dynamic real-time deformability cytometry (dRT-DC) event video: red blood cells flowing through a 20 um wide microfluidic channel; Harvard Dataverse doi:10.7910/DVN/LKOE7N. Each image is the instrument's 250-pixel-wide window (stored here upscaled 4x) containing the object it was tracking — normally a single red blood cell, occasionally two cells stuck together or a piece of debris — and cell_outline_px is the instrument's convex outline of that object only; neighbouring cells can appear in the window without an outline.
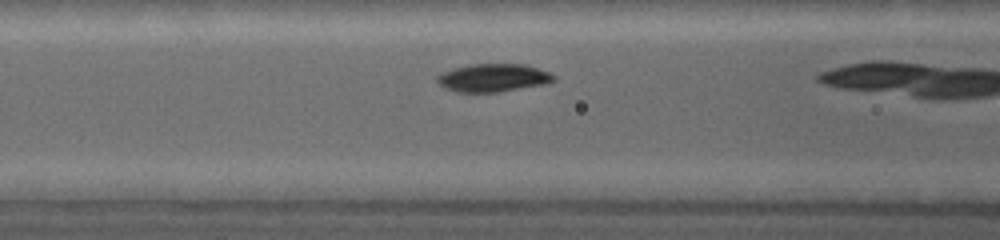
{"species": "common noctule bat (a hibernating species)", "species_latin": "Nyctalus noctula", "temperature_condition": "warm", "stored_images_in_passage": 24, "camera_frame_rate_fps": 5000, "um_per_image_px": 0.085, "animal": {"sex": "female", "body_mass_g": 19.0, "forearm_length_mm": 53.3}, "frame": {"image": 1, "passage_image": 6, "time_ms": 1.8, "image_size_px": [1000, 240], "cell_outline_px": [[552, 80], [540, 84], [496, 92], [460, 92], [448, 88], [440, 84], [436, 80], [436, 76], [444, 72], [468, 64], [524, 64], [548, 72], [552, 76]], "centroid_in_image_um": [41.84, 6.6], "position_along_channel_um": 124.8, "area_um2": 18.26}}
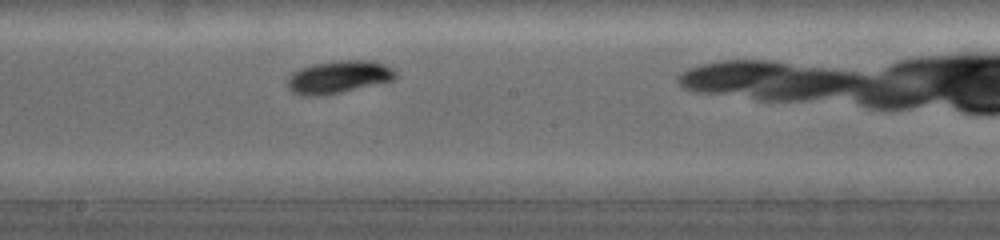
{"frame": {"image": 2, "passage_image": 12, "time_ms": 4.0, "image_size_px": [1000, 240], "cell_outline_px": [[396, 76], [392, 80], [320, 96], [300, 96], [292, 92], [288, 88], [288, 80], [296, 72], [304, 68], [316, 64], [336, 60], [372, 60], [384, 64]], "centroid_in_image_um": [28.74, 6.55], "position_along_channel_um": 219.5, "area_um2": 19.77}}
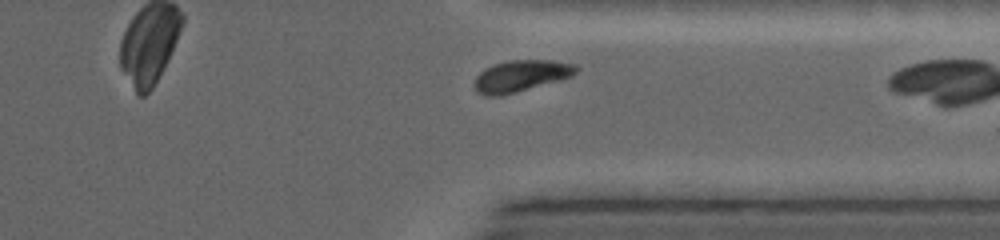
{"frame": {"image": 3, "passage_image": 22, "time_ms": 7.4, "image_size_px": [1000, 240], "cell_outline_px": [[580, 68], [572, 76], [560, 80], [500, 96], [484, 96], [476, 92], [472, 84], [476, 76], [484, 68], [492, 64], [508, 60], [548, 60], [576, 64]], "centroid_in_image_um": [44.23, 6.45], "position_along_channel_um": 367.2, "area_um2": 18.9}}